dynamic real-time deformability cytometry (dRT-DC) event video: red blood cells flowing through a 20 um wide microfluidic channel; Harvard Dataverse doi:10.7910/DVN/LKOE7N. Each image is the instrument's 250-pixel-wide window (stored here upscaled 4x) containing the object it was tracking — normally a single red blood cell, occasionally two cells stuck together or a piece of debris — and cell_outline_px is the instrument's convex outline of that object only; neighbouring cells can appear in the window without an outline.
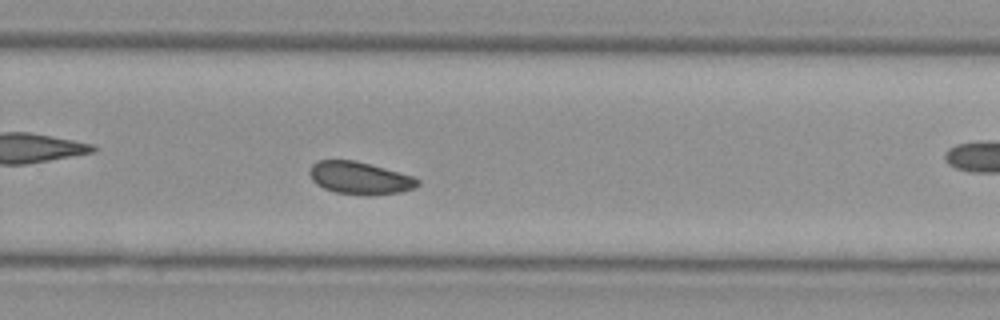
{"species": "Egyptian fruit bat (a non-hibernating species)", "species_latin": "Rousettus aegyptiacus", "temperature_condition": "cold", "stored_images_in_passage": 40, "camera_frame_rate_fps": 3000, "um_per_image_px": 0.085, "animal": {"sex": "female"}, "frame": {"image": 1, "passage_image": 23, "time_ms": 7.333, "image_size_px": [1000, 320], "cell_outline_px": [[420, 184], [416, 188], [400, 192], [368, 196], [336, 192], [324, 188], [316, 184], [312, 180], [308, 172], [308, 168], [312, 164], [320, 160], [356, 160], [412, 176], [420, 180]], "centroid_in_image_um": [30.57, 15.13], "position_along_channel_um": 299.2, "area_um2": 20.58}}